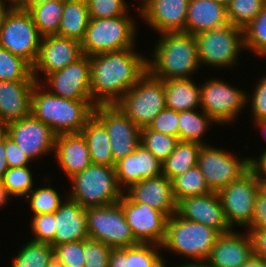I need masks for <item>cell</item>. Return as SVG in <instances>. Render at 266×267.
Segmentation results:
<instances>
[{
    "mask_svg": "<svg viewBox=\"0 0 266 267\" xmlns=\"http://www.w3.org/2000/svg\"><path fill=\"white\" fill-rule=\"evenodd\" d=\"M214 1H216L218 3H221V4L225 5V6H227L231 0H214Z\"/></svg>",
    "mask_w": 266,
    "mask_h": 267,
    "instance_id": "obj_62",
    "label": "cell"
},
{
    "mask_svg": "<svg viewBox=\"0 0 266 267\" xmlns=\"http://www.w3.org/2000/svg\"><path fill=\"white\" fill-rule=\"evenodd\" d=\"M178 111L165 108L149 124L148 128L178 138Z\"/></svg>",
    "mask_w": 266,
    "mask_h": 267,
    "instance_id": "obj_47",
    "label": "cell"
},
{
    "mask_svg": "<svg viewBox=\"0 0 266 267\" xmlns=\"http://www.w3.org/2000/svg\"><path fill=\"white\" fill-rule=\"evenodd\" d=\"M49 1L55 0H21L15 7L23 11H29L31 8Z\"/></svg>",
    "mask_w": 266,
    "mask_h": 267,
    "instance_id": "obj_55",
    "label": "cell"
},
{
    "mask_svg": "<svg viewBox=\"0 0 266 267\" xmlns=\"http://www.w3.org/2000/svg\"><path fill=\"white\" fill-rule=\"evenodd\" d=\"M264 267H266V259H263Z\"/></svg>",
    "mask_w": 266,
    "mask_h": 267,
    "instance_id": "obj_66",
    "label": "cell"
},
{
    "mask_svg": "<svg viewBox=\"0 0 266 267\" xmlns=\"http://www.w3.org/2000/svg\"><path fill=\"white\" fill-rule=\"evenodd\" d=\"M250 229H266V185L261 184L257 191L254 205V215Z\"/></svg>",
    "mask_w": 266,
    "mask_h": 267,
    "instance_id": "obj_48",
    "label": "cell"
},
{
    "mask_svg": "<svg viewBox=\"0 0 266 267\" xmlns=\"http://www.w3.org/2000/svg\"><path fill=\"white\" fill-rule=\"evenodd\" d=\"M203 115L194 110H186L178 112V138L179 141L197 142L205 145L202 141V135L206 131L208 124L215 122L204 111ZM210 121V122H209ZM203 142V143H201Z\"/></svg>",
    "mask_w": 266,
    "mask_h": 267,
    "instance_id": "obj_34",
    "label": "cell"
},
{
    "mask_svg": "<svg viewBox=\"0 0 266 267\" xmlns=\"http://www.w3.org/2000/svg\"><path fill=\"white\" fill-rule=\"evenodd\" d=\"M203 144L179 141L175 150L162 162L163 175L169 180L198 165V154Z\"/></svg>",
    "mask_w": 266,
    "mask_h": 267,
    "instance_id": "obj_31",
    "label": "cell"
},
{
    "mask_svg": "<svg viewBox=\"0 0 266 267\" xmlns=\"http://www.w3.org/2000/svg\"><path fill=\"white\" fill-rule=\"evenodd\" d=\"M126 191V196L131 201L147 204L163 212L168 218L177 211L172 181L163 174L137 182Z\"/></svg>",
    "mask_w": 266,
    "mask_h": 267,
    "instance_id": "obj_21",
    "label": "cell"
},
{
    "mask_svg": "<svg viewBox=\"0 0 266 267\" xmlns=\"http://www.w3.org/2000/svg\"><path fill=\"white\" fill-rule=\"evenodd\" d=\"M69 179L74 189L69 198L85 209L118 203L125 194L116 178L115 166L91 163Z\"/></svg>",
    "mask_w": 266,
    "mask_h": 267,
    "instance_id": "obj_4",
    "label": "cell"
},
{
    "mask_svg": "<svg viewBox=\"0 0 266 267\" xmlns=\"http://www.w3.org/2000/svg\"><path fill=\"white\" fill-rule=\"evenodd\" d=\"M50 267H61V266L54 262Z\"/></svg>",
    "mask_w": 266,
    "mask_h": 267,
    "instance_id": "obj_64",
    "label": "cell"
},
{
    "mask_svg": "<svg viewBox=\"0 0 266 267\" xmlns=\"http://www.w3.org/2000/svg\"><path fill=\"white\" fill-rule=\"evenodd\" d=\"M243 267H264L262 258L252 256Z\"/></svg>",
    "mask_w": 266,
    "mask_h": 267,
    "instance_id": "obj_57",
    "label": "cell"
},
{
    "mask_svg": "<svg viewBox=\"0 0 266 267\" xmlns=\"http://www.w3.org/2000/svg\"><path fill=\"white\" fill-rule=\"evenodd\" d=\"M148 243H138L127 247L128 267H149L160 255Z\"/></svg>",
    "mask_w": 266,
    "mask_h": 267,
    "instance_id": "obj_46",
    "label": "cell"
},
{
    "mask_svg": "<svg viewBox=\"0 0 266 267\" xmlns=\"http://www.w3.org/2000/svg\"><path fill=\"white\" fill-rule=\"evenodd\" d=\"M5 5L3 3V0H0V29L4 23V20L6 18V15L10 12V10L14 7L13 5H11L8 9L5 8Z\"/></svg>",
    "mask_w": 266,
    "mask_h": 267,
    "instance_id": "obj_56",
    "label": "cell"
},
{
    "mask_svg": "<svg viewBox=\"0 0 266 267\" xmlns=\"http://www.w3.org/2000/svg\"><path fill=\"white\" fill-rule=\"evenodd\" d=\"M65 0L49 1L31 8L28 12L42 37L58 35Z\"/></svg>",
    "mask_w": 266,
    "mask_h": 267,
    "instance_id": "obj_32",
    "label": "cell"
},
{
    "mask_svg": "<svg viewBox=\"0 0 266 267\" xmlns=\"http://www.w3.org/2000/svg\"><path fill=\"white\" fill-rule=\"evenodd\" d=\"M256 124L262 129V132L264 131L266 133V121H256Z\"/></svg>",
    "mask_w": 266,
    "mask_h": 267,
    "instance_id": "obj_61",
    "label": "cell"
},
{
    "mask_svg": "<svg viewBox=\"0 0 266 267\" xmlns=\"http://www.w3.org/2000/svg\"><path fill=\"white\" fill-rule=\"evenodd\" d=\"M3 131L31 160L54 150L57 134L32 114L8 123Z\"/></svg>",
    "mask_w": 266,
    "mask_h": 267,
    "instance_id": "obj_16",
    "label": "cell"
},
{
    "mask_svg": "<svg viewBox=\"0 0 266 267\" xmlns=\"http://www.w3.org/2000/svg\"><path fill=\"white\" fill-rule=\"evenodd\" d=\"M90 18H114L127 15L124 0H87Z\"/></svg>",
    "mask_w": 266,
    "mask_h": 267,
    "instance_id": "obj_43",
    "label": "cell"
},
{
    "mask_svg": "<svg viewBox=\"0 0 266 267\" xmlns=\"http://www.w3.org/2000/svg\"><path fill=\"white\" fill-rule=\"evenodd\" d=\"M243 33L245 48L266 56V4L255 19L243 28Z\"/></svg>",
    "mask_w": 266,
    "mask_h": 267,
    "instance_id": "obj_39",
    "label": "cell"
},
{
    "mask_svg": "<svg viewBox=\"0 0 266 267\" xmlns=\"http://www.w3.org/2000/svg\"><path fill=\"white\" fill-rule=\"evenodd\" d=\"M164 263L165 262L163 261V258L160 255L149 267H166Z\"/></svg>",
    "mask_w": 266,
    "mask_h": 267,
    "instance_id": "obj_60",
    "label": "cell"
},
{
    "mask_svg": "<svg viewBox=\"0 0 266 267\" xmlns=\"http://www.w3.org/2000/svg\"><path fill=\"white\" fill-rule=\"evenodd\" d=\"M37 83L31 95V114L57 135L63 133H80L86 121L93 115L95 108L92 100L65 99L49 91L41 92Z\"/></svg>",
    "mask_w": 266,
    "mask_h": 267,
    "instance_id": "obj_2",
    "label": "cell"
},
{
    "mask_svg": "<svg viewBox=\"0 0 266 267\" xmlns=\"http://www.w3.org/2000/svg\"><path fill=\"white\" fill-rule=\"evenodd\" d=\"M260 186V180L250 168L239 179L218 192L224 216L231 229L233 223L247 227L252 223L255 198Z\"/></svg>",
    "mask_w": 266,
    "mask_h": 267,
    "instance_id": "obj_11",
    "label": "cell"
},
{
    "mask_svg": "<svg viewBox=\"0 0 266 267\" xmlns=\"http://www.w3.org/2000/svg\"><path fill=\"white\" fill-rule=\"evenodd\" d=\"M80 133L84 136L92 163L115 166L108 132L94 115L86 121Z\"/></svg>",
    "mask_w": 266,
    "mask_h": 267,
    "instance_id": "obj_28",
    "label": "cell"
},
{
    "mask_svg": "<svg viewBox=\"0 0 266 267\" xmlns=\"http://www.w3.org/2000/svg\"><path fill=\"white\" fill-rule=\"evenodd\" d=\"M195 36L184 32L162 33L154 49V60L148 59V72L160 80L190 78L199 67Z\"/></svg>",
    "mask_w": 266,
    "mask_h": 267,
    "instance_id": "obj_3",
    "label": "cell"
},
{
    "mask_svg": "<svg viewBox=\"0 0 266 267\" xmlns=\"http://www.w3.org/2000/svg\"><path fill=\"white\" fill-rule=\"evenodd\" d=\"M0 81H36L32 66L0 46Z\"/></svg>",
    "mask_w": 266,
    "mask_h": 267,
    "instance_id": "obj_36",
    "label": "cell"
},
{
    "mask_svg": "<svg viewBox=\"0 0 266 267\" xmlns=\"http://www.w3.org/2000/svg\"><path fill=\"white\" fill-rule=\"evenodd\" d=\"M135 24L126 15L114 18H90L81 41L83 55L121 51L133 48Z\"/></svg>",
    "mask_w": 266,
    "mask_h": 267,
    "instance_id": "obj_6",
    "label": "cell"
},
{
    "mask_svg": "<svg viewBox=\"0 0 266 267\" xmlns=\"http://www.w3.org/2000/svg\"><path fill=\"white\" fill-rule=\"evenodd\" d=\"M253 256L266 259V229H249Z\"/></svg>",
    "mask_w": 266,
    "mask_h": 267,
    "instance_id": "obj_51",
    "label": "cell"
},
{
    "mask_svg": "<svg viewBox=\"0 0 266 267\" xmlns=\"http://www.w3.org/2000/svg\"><path fill=\"white\" fill-rule=\"evenodd\" d=\"M163 82L167 108L179 112L201 107V87L198 88L190 78L169 79Z\"/></svg>",
    "mask_w": 266,
    "mask_h": 267,
    "instance_id": "obj_29",
    "label": "cell"
},
{
    "mask_svg": "<svg viewBox=\"0 0 266 267\" xmlns=\"http://www.w3.org/2000/svg\"><path fill=\"white\" fill-rule=\"evenodd\" d=\"M89 61L91 99L95 106L115 105L148 72L147 58L137 55L132 48L95 54L89 56Z\"/></svg>",
    "mask_w": 266,
    "mask_h": 267,
    "instance_id": "obj_1",
    "label": "cell"
},
{
    "mask_svg": "<svg viewBox=\"0 0 266 267\" xmlns=\"http://www.w3.org/2000/svg\"><path fill=\"white\" fill-rule=\"evenodd\" d=\"M50 93L72 100H92L90 89V61L83 55L76 62L46 76ZM54 90V91H51Z\"/></svg>",
    "mask_w": 266,
    "mask_h": 267,
    "instance_id": "obj_18",
    "label": "cell"
},
{
    "mask_svg": "<svg viewBox=\"0 0 266 267\" xmlns=\"http://www.w3.org/2000/svg\"><path fill=\"white\" fill-rule=\"evenodd\" d=\"M119 203L136 241L160 247L166 237L168 217L147 204L131 201L126 195H123Z\"/></svg>",
    "mask_w": 266,
    "mask_h": 267,
    "instance_id": "obj_14",
    "label": "cell"
},
{
    "mask_svg": "<svg viewBox=\"0 0 266 267\" xmlns=\"http://www.w3.org/2000/svg\"><path fill=\"white\" fill-rule=\"evenodd\" d=\"M115 171L119 186L122 188V184L129 188L144 179L163 174L162 162L141 143L135 151L116 162Z\"/></svg>",
    "mask_w": 266,
    "mask_h": 267,
    "instance_id": "obj_22",
    "label": "cell"
},
{
    "mask_svg": "<svg viewBox=\"0 0 266 267\" xmlns=\"http://www.w3.org/2000/svg\"><path fill=\"white\" fill-rule=\"evenodd\" d=\"M3 126L0 124V133L3 131Z\"/></svg>",
    "mask_w": 266,
    "mask_h": 267,
    "instance_id": "obj_65",
    "label": "cell"
},
{
    "mask_svg": "<svg viewBox=\"0 0 266 267\" xmlns=\"http://www.w3.org/2000/svg\"><path fill=\"white\" fill-rule=\"evenodd\" d=\"M112 248L101 241L84 240L85 267H108Z\"/></svg>",
    "mask_w": 266,
    "mask_h": 267,
    "instance_id": "obj_44",
    "label": "cell"
},
{
    "mask_svg": "<svg viewBox=\"0 0 266 267\" xmlns=\"http://www.w3.org/2000/svg\"><path fill=\"white\" fill-rule=\"evenodd\" d=\"M171 181L173 196L177 203L184 198L200 196L212 192L198 165L178 175Z\"/></svg>",
    "mask_w": 266,
    "mask_h": 267,
    "instance_id": "obj_33",
    "label": "cell"
},
{
    "mask_svg": "<svg viewBox=\"0 0 266 267\" xmlns=\"http://www.w3.org/2000/svg\"><path fill=\"white\" fill-rule=\"evenodd\" d=\"M6 1H9L13 6H16L21 0H6Z\"/></svg>",
    "mask_w": 266,
    "mask_h": 267,
    "instance_id": "obj_63",
    "label": "cell"
},
{
    "mask_svg": "<svg viewBox=\"0 0 266 267\" xmlns=\"http://www.w3.org/2000/svg\"><path fill=\"white\" fill-rule=\"evenodd\" d=\"M230 24L226 6L214 0H190L185 33L197 35Z\"/></svg>",
    "mask_w": 266,
    "mask_h": 267,
    "instance_id": "obj_27",
    "label": "cell"
},
{
    "mask_svg": "<svg viewBox=\"0 0 266 267\" xmlns=\"http://www.w3.org/2000/svg\"><path fill=\"white\" fill-rule=\"evenodd\" d=\"M253 256L250 237L232 230L220 234L206 260L210 267H243Z\"/></svg>",
    "mask_w": 266,
    "mask_h": 267,
    "instance_id": "obj_24",
    "label": "cell"
},
{
    "mask_svg": "<svg viewBox=\"0 0 266 267\" xmlns=\"http://www.w3.org/2000/svg\"><path fill=\"white\" fill-rule=\"evenodd\" d=\"M36 81H0V124L31 114V95Z\"/></svg>",
    "mask_w": 266,
    "mask_h": 267,
    "instance_id": "obj_23",
    "label": "cell"
},
{
    "mask_svg": "<svg viewBox=\"0 0 266 267\" xmlns=\"http://www.w3.org/2000/svg\"><path fill=\"white\" fill-rule=\"evenodd\" d=\"M250 168L255 172L261 184L266 185V150L262 153L261 157L256 161L254 158H249ZM263 177H262V175Z\"/></svg>",
    "mask_w": 266,
    "mask_h": 267,
    "instance_id": "obj_52",
    "label": "cell"
},
{
    "mask_svg": "<svg viewBox=\"0 0 266 267\" xmlns=\"http://www.w3.org/2000/svg\"><path fill=\"white\" fill-rule=\"evenodd\" d=\"M8 170V163L6 160L5 150V132L0 133V179L3 177L5 172Z\"/></svg>",
    "mask_w": 266,
    "mask_h": 267,
    "instance_id": "obj_54",
    "label": "cell"
},
{
    "mask_svg": "<svg viewBox=\"0 0 266 267\" xmlns=\"http://www.w3.org/2000/svg\"><path fill=\"white\" fill-rule=\"evenodd\" d=\"M108 267H128L127 247L111 250Z\"/></svg>",
    "mask_w": 266,
    "mask_h": 267,
    "instance_id": "obj_53",
    "label": "cell"
},
{
    "mask_svg": "<svg viewBox=\"0 0 266 267\" xmlns=\"http://www.w3.org/2000/svg\"><path fill=\"white\" fill-rule=\"evenodd\" d=\"M88 236L112 249L138 244L118 203L86 208Z\"/></svg>",
    "mask_w": 266,
    "mask_h": 267,
    "instance_id": "obj_8",
    "label": "cell"
},
{
    "mask_svg": "<svg viewBox=\"0 0 266 267\" xmlns=\"http://www.w3.org/2000/svg\"><path fill=\"white\" fill-rule=\"evenodd\" d=\"M82 56L81 42L58 35L44 36L36 62L32 66L33 76L39 83L37 75L40 70L47 76L76 62Z\"/></svg>",
    "mask_w": 266,
    "mask_h": 267,
    "instance_id": "obj_17",
    "label": "cell"
},
{
    "mask_svg": "<svg viewBox=\"0 0 266 267\" xmlns=\"http://www.w3.org/2000/svg\"><path fill=\"white\" fill-rule=\"evenodd\" d=\"M9 196L10 195L8 194L6 188L3 186L2 181L0 179V206L6 204Z\"/></svg>",
    "mask_w": 266,
    "mask_h": 267,
    "instance_id": "obj_58",
    "label": "cell"
},
{
    "mask_svg": "<svg viewBox=\"0 0 266 267\" xmlns=\"http://www.w3.org/2000/svg\"><path fill=\"white\" fill-rule=\"evenodd\" d=\"M194 36L200 65L233 66L240 48H245L243 29L232 24Z\"/></svg>",
    "mask_w": 266,
    "mask_h": 267,
    "instance_id": "obj_10",
    "label": "cell"
},
{
    "mask_svg": "<svg viewBox=\"0 0 266 267\" xmlns=\"http://www.w3.org/2000/svg\"><path fill=\"white\" fill-rule=\"evenodd\" d=\"M55 262L49 243L30 241L19 251L11 267H50Z\"/></svg>",
    "mask_w": 266,
    "mask_h": 267,
    "instance_id": "obj_35",
    "label": "cell"
},
{
    "mask_svg": "<svg viewBox=\"0 0 266 267\" xmlns=\"http://www.w3.org/2000/svg\"><path fill=\"white\" fill-rule=\"evenodd\" d=\"M31 224L35 234V238L31 241L49 243L54 248L55 213L34 215Z\"/></svg>",
    "mask_w": 266,
    "mask_h": 267,
    "instance_id": "obj_45",
    "label": "cell"
},
{
    "mask_svg": "<svg viewBox=\"0 0 266 267\" xmlns=\"http://www.w3.org/2000/svg\"><path fill=\"white\" fill-rule=\"evenodd\" d=\"M190 0H143L140 14L162 33L184 32Z\"/></svg>",
    "mask_w": 266,
    "mask_h": 267,
    "instance_id": "obj_20",
    "label": "cell"
},
{
    "mask_svg": "<svg viewBox=\"0 0 266 267\" xmlns=\"http://www.w3.org/2000/svg\"><path fill=\"white\" fill-rule=\"evenodd\" d=\"M89 20L87 0H65L58 36L81 42Z\"/></svg>",
    "mask_w": 266,
    "mask_h": 267,
    "instance_id": "obj_30",
    "label": "cell"
},
{
    "mask_svg": "<svg viewBox=\"0 0 266 267\" xmlns=\"http://www.w3.org/2000/svg\"><path fill=\"white\" fill-rule=\"evenodd\" d=\"M140 129L166 108L163 80L147 72L115 104Z\"/></svg>",
    "mask_w": 266,
    "mask_h": 267,
    "instance_id": "obj_7",
    "label": "cell"
},
{
    "mask_svg": "<svg viewBox=\"0 0 266 267\" xmlns=\"http://www.w3.org/2000/svg\"><path fill=\"white\" fill-rule=\"evenodd\" d=\"M266 0H231L226 6L230 24L245 28L262 11Z\"/></svg>",
    "mask_w": 266,
    "mask_h": 267,
    "instance_id": "obj_37",
    "label": "cell"
},
{
    "mask_svg": "<svg viewBox=\"0 0 266 267\" xmlns=\"http://www.w3.org/2000/svg\"><path fill=\"white\" fill-rule=\"evenodd\" d=\"M179 267H210L207 261H196V263L183 264Z\"/></svg>",
    "mask_w": 266,
    "mask_h": 267,
    "instance_id": "obj_59",
    "label": "cell"
},
{
    "mask_svg": "<svg viewBox=\"0 0 266 267\" xmlns=\"http://www.w3.org/2000/svg\"><path fill=\"white\" fill-rule=\"evenodd\" d=\"M5 150L8 168L27 166L30 157L5 133Z\"/></svg>",
    "mask_w": 266,
    "mask_h": 267,
    "instance_id": "obj_49",
    "label": "cell"
},
{
    "mask_svg": "<svg viewBox=\"0 0 266 267\" xmlns=\"http://www.w3.org/2000/svg\"><path fill=\"white\" fill-rule=\"evenodd\" d=\"M65 201L55 212L54 247L89 238L86 209L70 198Z\"/></svg>",
    "mask_w": 266,
    "mask_h": 267,
    "instance_id": "obj_25",
    "label": "cell"
},
{
    "mask_svg": "<svg viewBox=\"0 0 266 267\" xmlns=\"http://www.w3.org/2000/svg\"><path fill=\"white\" fill-rule=\"evenodd\" d=\"M248 95L220 80H209L201 86V110L215 122H231L247 102Z\"/></svg>",
    "mask_w": 266,
    "mask_h": 267,
    "instance_id": "obj_15",
    "label": "cell"
},
{
    "mask_svg": "<svg viewBox=\"0 0 266 267\" xmlns=\"http://www.w3.org/2000/svg\"><path fill=\"white\" fill-rule=\"evenodd\" d=\"M25 197H29L28 200L34 215L55 213L62 203L59 194L51 187L32 190L30 196L28 194Z\"/></svg>",
    "mask_w": 266,
    "mask_h": 267,
    "instance_id": "obj_42",
    "label": "cell"
},
{
    "mask_svg": "<svg viewBox=\"0 0 266 267\" xmlns=\"http://www.w3.org/2000/svg\"><path fill=\"white\" fill-rule=\"evenodd\" d=\"M93 115L108 132L115 163L135 151L140 144L141 129L116 105H97Z\"/></svg>",
    "mask_w": 266,
    "mask_h": 267,
    "instance_id": "obj_13",
    "label": "cell"
},
{
    "mask_svg": "<svg viewBox=\"0 0 266 267\" xmlns=\"http://www.w3.org/2000/svg\"><path fill=\"white\" fill-rule=\"evenodd\" d=\"M41 39L31 14L14 6L0 29V46L33 66Z\"/></svg>",
    "mask_w": 266,
    "mask_h": 267,
    "instance_id": "obj_9",
    "label": "cell"
},
{
    "mask_svg": "<svg viewBox=\"0 0 266 267\" xmlns=\"http://www.w3.org/2000/svg\"><path fill=\"white\" fill-rule=\"evenodd\" d=\"M257 84L251 107L255 121H266V77H263Z\"/></svg>",
    "mask_w": 266,
    "mask_h": 267,
    "instance_id": "obj_50",
    "label": "cell"
},
{
    "mask_svg": "<svg viewBox=\"0 0 266 267\" xmlns=\"http://www.w3.org/2000/svg\"><path fill=\"white\" fill-rule=\"evenodd\" d=\"M176 213L185 220L214 228L220 234L232 230L224 216L218 192L181 199L177 203Z\"/></svg>",
    "mask_w": 266,
    "mask_h": 267,
    "instance_id": "obj_19",
    "label": "cell"
},
{
    "mask_svg": "<svg viewBox=\"0 0 266 267\" xmlns=\"http://www.w3.org/2000/svg\"><path fill=\"white\" fill-rule=\"evenodd\" d=\"M250 159L238 161L233 155L208 145H202L198 166L212 192H219L250 169Z\"/></svg>",
    "mask_w": 266,
    "mask_h": 267,
    "instance_id": "obj_12",
    "label": "cell"
},
{
    "mask_svg": "<svg viewBox=\"0 0 266 267\" xmlns=\"http://www.w3.org/2000/svg\"><path fill=\"white\" fill-rule=\"evenodd\" d=\"M219 235L214 228L185 220L175 213L167 219L161 247L196 261H206Z\"/></svg>",
    "mask_w": 266,
    "mask_h": 267,
    "instance_id": "obj_5",
    "label": "cell"
},
{
    "mask_svg": "<svg viewBox=\"0 0 266 267\" xmlns=\"http://www.w3.org/2000/svg\"><path fill=\"white\" fill-rule=\"evenodd\" d=\"M178 142L177 137L153 131L148 127L141 129L140 143L161 162L170 156Z\"/></svg>",
    "mask_w": 266,
    "mask_h": 267,
    "instance_id": "obj_38",
    "label": "cell"
},
{
    "mask_svg": "<svg viewBox=\"0 0 266 267\" xmlns=\"http://www.w3.org/2000/svg\"><path fill=\"white\" fill-rule=\"evenodd\" d=\"M54 258L61 267H85L84 240L55 246Z\"/></svg>",
    "mask_w": 266,
    "mask_h": 267,
    "instance_id": "obj_41",
    "label": "cell"
},
{
    "mask_svg": "<svg viewBox=\"0 0 266 267\" xmlns=\"http://www.w3.org/2000/svg\"><path fill=\"white\" fill-rule=\"evenodd\" d=\"M55 157L69 178L82 172L92 162L89 150L81 133H63L56 136Z\"/></svg>",
    "mask_w": 266,
    "mask_h": 267,
    "instance_id": "obj_26",
    "label": "cell"
},
{
    "mask_svg": "<svg viewBox=\"0 0 266 267\" xmlns=\"http://www.w3.org/2000/svg\"><path fill=\"white\" fill-rule=\"evenodd\" d=\"M1 181L10 196L25 197L33 190V179L28 166L8 168Z\"/></svg>",
    "mask_w": 266,
    "mask_h": 267,
    "instance_id": "obj_40",
    "label": "cell"
}]
</instances>
